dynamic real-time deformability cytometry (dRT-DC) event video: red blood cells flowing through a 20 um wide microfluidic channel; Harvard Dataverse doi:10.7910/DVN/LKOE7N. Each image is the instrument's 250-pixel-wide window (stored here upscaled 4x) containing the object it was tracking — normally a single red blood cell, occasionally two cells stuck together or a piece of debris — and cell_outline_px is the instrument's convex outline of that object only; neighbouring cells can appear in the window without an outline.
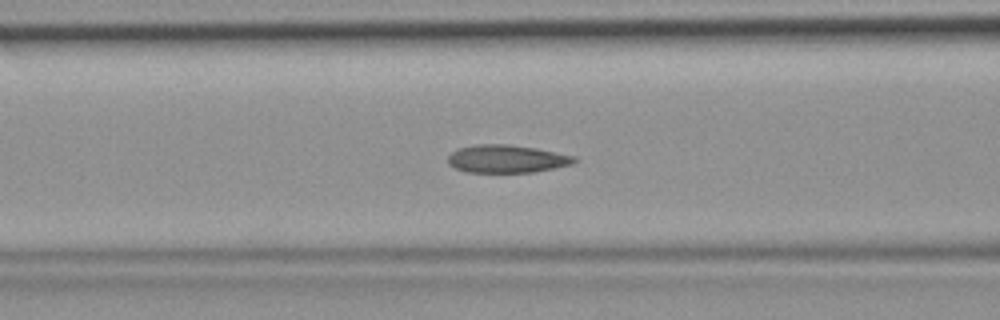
{"species": "common noctule bat (a hibernating species)", "species_latin": "Nyctalus noctula", "temperature_condition": "room temperature", "stored_images_in_passage": 37, "camera_frame_rate_fps": 3000, "um_per_image_px": 0.085, "animal": {"sex": "female", "body_mass_g": 19.9}, "frame": {"image": 1, "passage_image": 9, "time_ms": 2.667, "image_size_px": [1000, 320], "cell_outline_px": [[580, 160], [572, 164], [532, 172], [468, 172], [456, 168], [448, 164], [448, 156], [452, 152], [460, 148], [476, 144], [508, 144], [536, 148], [576, 156]], "centroid_in_image_um": [43.1, 13.49], "position_along_channel_um": 123.5, "area_um2": 20.46}}
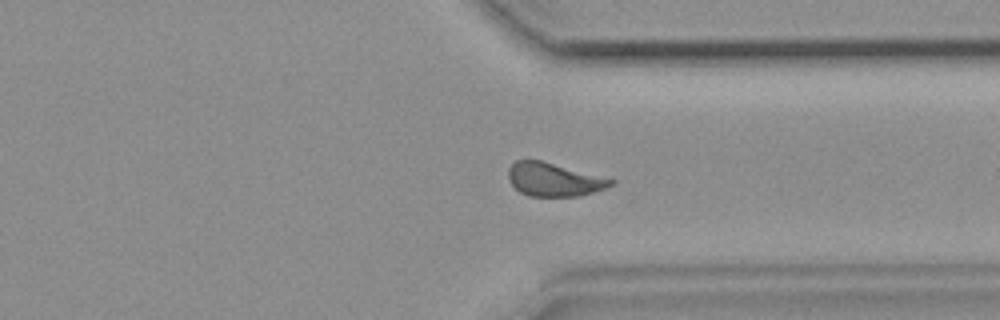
{"frame": {"image": 2, "passage_image": 26, "time_ms": 8.333, "image_size_px": [1000, 320], "cell_outline_px": [[616, 184], [580, 196], [528, 196], [520, 192], [508, 180], [508, 168], [516, 160], [540, 160], [616, 180]], "centroid_in_image_um": [47.07, 15.26], "position_along_channel_um": 364.3, "area_um2": 19.83}}
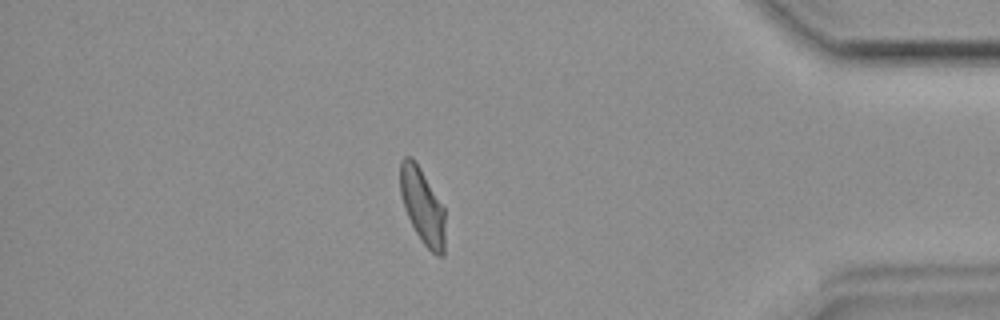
{"frame": {"image": 3, "passage_image": 31, "time_ms": 10.0, "image_size_px": [1000, 320], "cell_outline_px": [[444, 256], [436, 256], [420, 240], [404, 208], [400, 192], [400, 160], [404, 156], [412, 156], [416, 160], [444, 208]], "centroid_in_image_um": [35.89, 17.48], "position_along_channel_um": 399.3, "area_um2": 19.77}}